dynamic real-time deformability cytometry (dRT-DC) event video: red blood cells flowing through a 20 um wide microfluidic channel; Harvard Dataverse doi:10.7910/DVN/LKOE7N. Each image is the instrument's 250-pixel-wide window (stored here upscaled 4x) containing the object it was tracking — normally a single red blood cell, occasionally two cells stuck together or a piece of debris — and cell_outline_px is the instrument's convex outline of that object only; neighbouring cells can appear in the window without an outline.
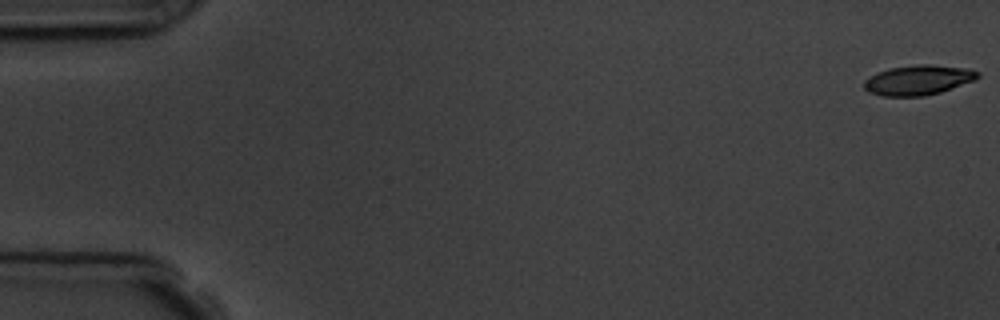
{"species": "common noctule bat (a hibernating species)", "species_latin": "Nyctalus noctula", "temperature_condition": "room temperature", "stored_images_in_passage": 5, "camera_frame_rate_fps": 3000, "um_per_image_px": 0.085, "animal": {"sex": "male", "body_mass_g": 19.5, "forearm_length_mm": 54.6}, "frame": {"image": 1, "passage_image": 1, "time_ms": 0.0, "image_size_px": [1000, 320], "cell_outline_px": [[980, 76], [976, 80], [940, 92], [924, 96], [884, 96], [868, 92], [864, 88], [864, 80], [888, 68], [916, 64], [932, 64], [968, 68], [980, 72]], "centroid_in_image_um": [78.09, 6.79], "position_along_channel_um": 6.9, "area_um2": 19.88}}